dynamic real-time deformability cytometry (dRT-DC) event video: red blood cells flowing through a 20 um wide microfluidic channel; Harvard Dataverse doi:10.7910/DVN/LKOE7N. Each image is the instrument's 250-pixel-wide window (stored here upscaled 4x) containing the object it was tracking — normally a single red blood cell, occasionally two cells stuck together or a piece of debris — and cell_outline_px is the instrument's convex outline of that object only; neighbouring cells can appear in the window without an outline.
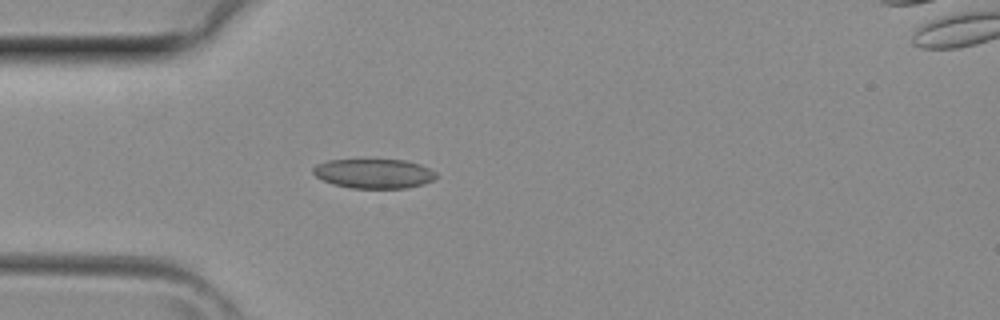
{"species": "common noctule bat (a hibernating species)", "species_latin": "Nyctalus noctula", "temperature_condition": "room temperature", "stored_images_in_passage": 38, "camera_frame_rate_fps": 3000, "um_per_image_px": 0.085, "animal": {"sex": "female", "body_mass_g": 29.2, "forearm_length_mm": 56.3}, "frame": {"image": 1, "passage_image": 10, "time_ms": 3.0, "image_size_px": [1000, 320], "cell_outline_px": [[436, 176], [432, 180], [424, 184], [408, 188], [348, 188], [332, 184], [316, 176], [312, 172], [312, 168], [316, 164], [328, 160], [404, 160], [420, 164], [436, 172]], "centroid_in_image_um": [31.76, 14.76], "position_along_channel_um": 53.2, "area_um2": 21.15}}
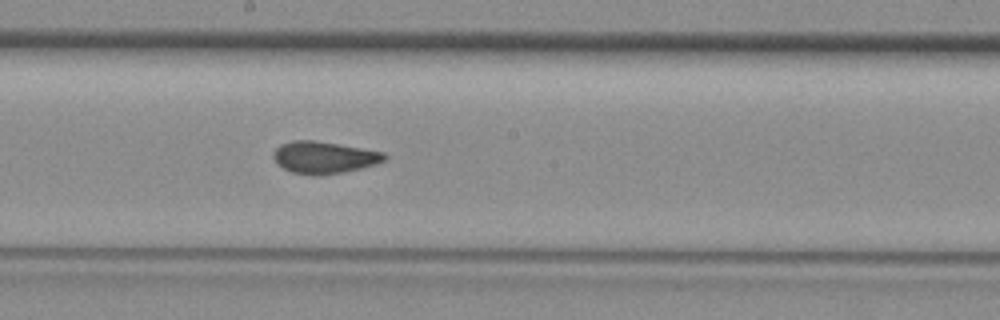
{"frame": {"image": 2, "passage_image": 20, "time_ms": 6.333, "image_size_px": [1000, 320], "cell_outline_px": [[388, 156], [384, 160], [376, 164], [360, 168], [320, 176], [312, 176], [292, 172], [276, 164], [272, 156], [272, 152], [280, 144], [292, 140], [312, 140], [384, 152]], "centroid_in_image_um": [27.48, 13.39], "position_along_channel_um": 220.7, "area_um2": 20.69}}
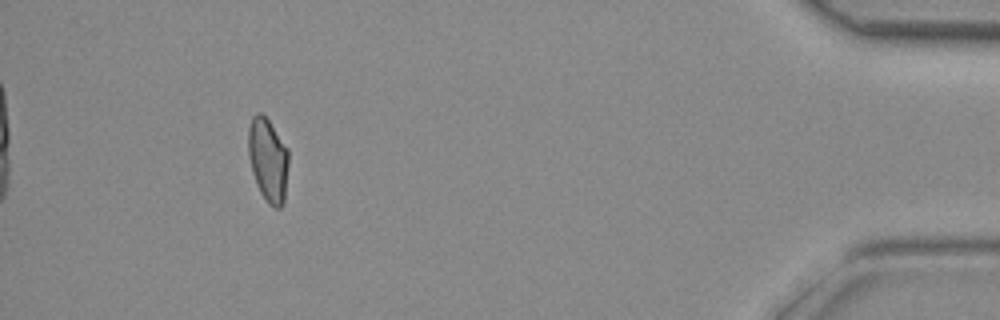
{"frame": {"image": 3, "passage_image": 35, "time_ms": 11.333, "image_size_px": [1000, 320], "cell_outline_px": [[288, 164], [284, 204], [280, 208], [276, 208], [268, 204], [260, 192], [256, 184], [252, 172], [248, 156], [248, 128], [252, 116], [256, 112], [260, 112], [268, 120], [288, 148]], "centroid_in_image_um": [22.77, 13.6], "position_along_channel_um": 412.4, "area_um2": 19.83}}